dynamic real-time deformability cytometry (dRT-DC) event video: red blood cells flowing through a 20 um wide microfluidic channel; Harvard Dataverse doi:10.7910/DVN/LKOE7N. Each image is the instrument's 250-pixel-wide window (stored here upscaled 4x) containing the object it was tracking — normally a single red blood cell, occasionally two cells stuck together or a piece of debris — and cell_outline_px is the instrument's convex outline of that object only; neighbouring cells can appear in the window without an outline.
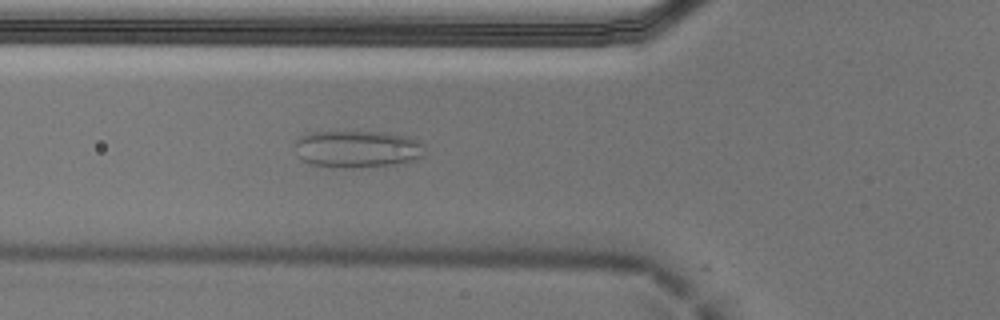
{"species": "Egyptian fruit bat (a non-hibernating species)", "species_latin": "Rousettus aegyptiacus", "temperature_condition": "cold", "stored_images_in_passage": 43, "camera_frame_rate_fps": 3000, "um_per_image_px": 0.085, "animal": {"sex": "male"}, "frame": {"image": 1, "passage_image": 13, "time_ms": 4.0, "image_size_px": [1000, 320], "cell_outline_px": [[424, 156], [416, 160], [396, 164], [352, 168], [312, 164], [296, 156], [296, 140], [300, 136], [308, 132], [336, 128], [388, 132], [408, 136], [424, 144]], "centroid_in_image_um": [30.36, 12.59], "position_along_channel_um": 95.4, "area_um2": 29.36}}